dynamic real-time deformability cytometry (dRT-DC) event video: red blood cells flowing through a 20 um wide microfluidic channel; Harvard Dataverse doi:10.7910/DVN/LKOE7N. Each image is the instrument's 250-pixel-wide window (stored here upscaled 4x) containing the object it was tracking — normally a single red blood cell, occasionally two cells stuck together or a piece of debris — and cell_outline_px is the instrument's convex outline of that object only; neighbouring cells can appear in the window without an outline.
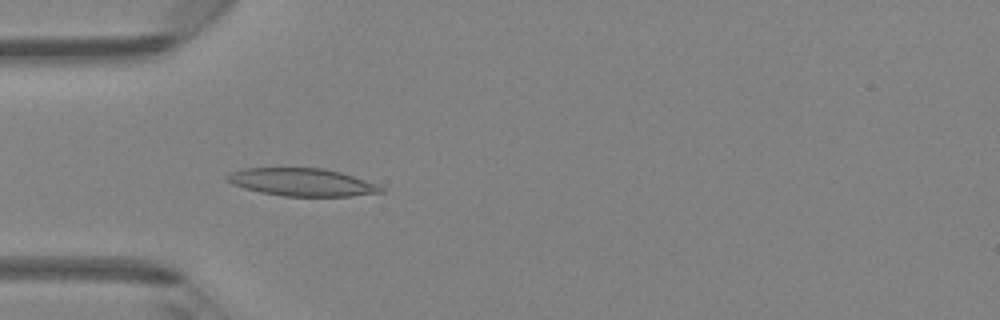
{"species": "Egyptian fruit bat (a non-hibernating species)", "species_latin": "Rousettus aegyptiacus", "temperature_condition": "room temperature", "stored_images_in_passage": 48, "camera_frame_rate_fps": 3000, "um_per_image_px": 0.085, "animal": {"sex": "female"}, "frame": {"image": 1, "passage_image": 15, "time_ms": 4.667, "image_size_px": [1000, 320], "cell_outline_px": [[384, 192], [352, 196], [284, 196], [260, 192], [244, 188], [232, 184], [224, 180], [224, 176], [232, 172], [244, 168], [324, 168], [340, 172], [376, 184], [384, 188]], "centroid_in_image_um": [25.63, 15.49], "position_along_channel_um": 59.4, "area_um2": 24.8}}
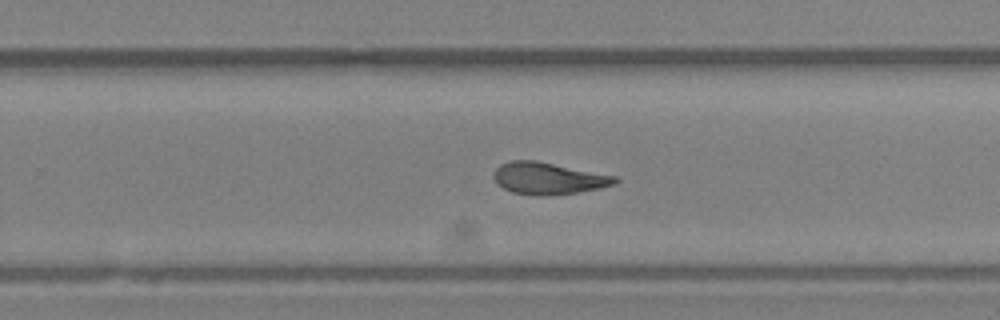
{"frame": {"image": 2, "passage_image": 31, "time_ms": 10.0, "image_size_px": [1000, 320], "cell_outline_px": [[620, 180], [616, 184], [600, 188], [580, 192], [512, 192], [496, 184], [492, 176], [496, 168], [500, 164], [512, 160], [536, 160], [616, 176]], "centroid_in_image_um": [46.62, 15.1], "position_along_channel_um": 283.2, "area_um2": 21.68}}
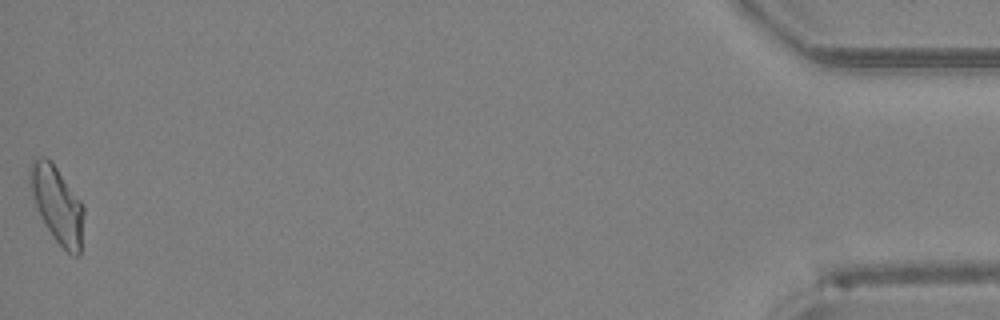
{"frame": {"image": 3, "passage_image": 48, "time_ms": 15.667, "image_size_px": [1000, 320], "cell_outline_px": [[84, 212], [80, 252], [76, 256], [72, 256], [56, 240], [40, 216], [36, 208], [32, 196], [28, 176], [28, 172], [32, 160], [40, 156], [44, 156], [56, 168], [84, 204]], "centroid_in_image_um": [4.85, 17.37], "position_along_channel_um": 430.3, "area_um2": 23.7}, "authors_computed_cell_mechanics": {"area_um2": 23.0622, "velocity_mm_per_s": 4.2746, "shape_relaxation_time_tau1_ms": 7.1327, "shape_relaxation_time_tau2_ms": 3.2266, "deformation_change_tau1": 0.1924, "deformation_change_tau2": 0.1157}}